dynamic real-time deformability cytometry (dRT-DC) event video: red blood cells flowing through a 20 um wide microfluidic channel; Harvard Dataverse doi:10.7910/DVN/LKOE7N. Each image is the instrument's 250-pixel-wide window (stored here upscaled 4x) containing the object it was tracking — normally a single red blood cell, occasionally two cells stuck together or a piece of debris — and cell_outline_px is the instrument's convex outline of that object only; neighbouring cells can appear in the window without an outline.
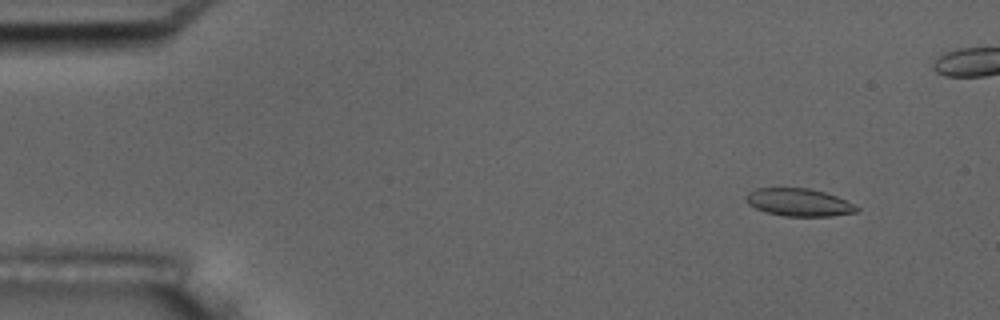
{"species": "common noctule bat (a hibernating species)", "species_latin": "Nyctalus noctula", "temperature_condition": "room temperature", "stored_images_in_passage": 56, "camera_frame_rate_fps": 3000, "um_per_image_px": 0.085, "animal": {"sex": "male", "body_mass_g": 17.5, "forearm_length_mm": 52.3}, "frame": {"image": 1, "passage_image": 6, "time_ms": 1.667, "image_size_px": [1000, 320], "cell_outline_px": [[860, 208], [856, 212], [832, 216], [784, 216], [768, 212], [756, 208], [748, 204], [748, 192], [756, 188], [808, 188], [824, 192], [836, 196]], "centroid_in_image_um": [67.92, 17.2], "position_along_channel_um": 17.1, "area_um2": 17.51}}
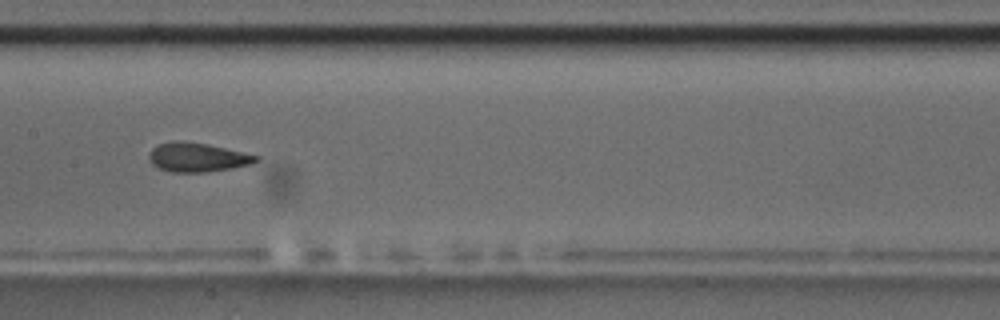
{"frame": {"image": 2, "passage_image": 28, "time_ms": 9.0, "image_size_px": [1000, 320], "cell_outline_px": [[260, 160], [252, 164], [232, 168], [204, 172], [172, 172], [160, 168], [152, 164], [148, 160], [148, 152], [152, 148], [160, 144], [172, 140], [184, 140], [208, 144], [244, 152], [260, 156]], "centroid_in_image_um": [16.78, 13.35], "position_along_channel_um": 190.6, "area_um2": 18.38}}
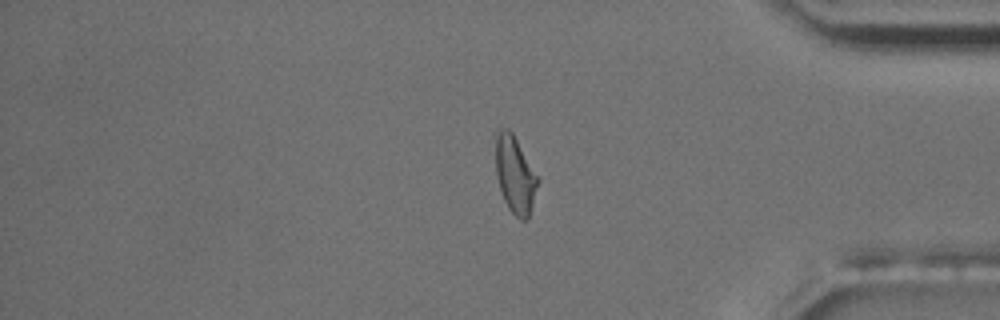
{"frame": {"image": 3, "passage_image": 46, "time_ms": 15.0, "image_size_px": [1000, 320], "cell_outline_px": [[540, 180], [528, 220], [520, 220], [508, 208], [504, 200], [500, 188], [496, 172], [492, 136], [496, 128], [508, 128], [512, 132]], "centroid_in_image_um": [43.73, 14.77], "position_along_channel_um": 391.5, "area_um2": 19.54}, "authors_computed_cell_mechanics": {"area_um2": 18.3226, "velocity_mm_per_s": 3.7255, "shape_relaxation_time_tau1_ms": null, "shape_relaxation_time_tau2_ms": 1.531, "deformation_change_tau1": null, "deformation_change_tau2": 0.0505}}